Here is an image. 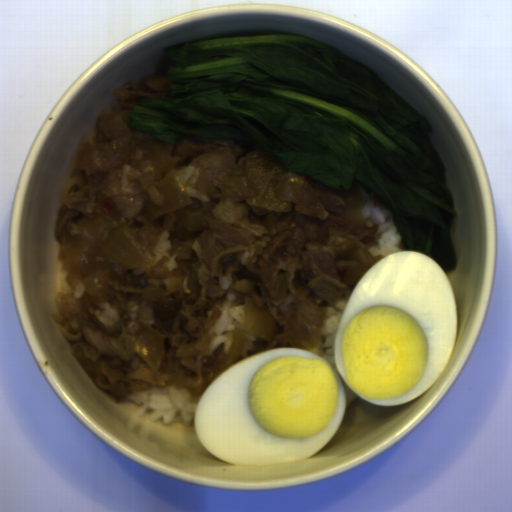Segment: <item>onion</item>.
Masks as SVG:
<instances>
[{"instance_id": "6bf65262", "label": "onion", "mask_w": 512, "mask_h": 512, "mask_svg": "<svg viewBox=\"0 0 512 512\" xmlns=\"http://www.w3.org/2000/svg\"><path fill=\"white\" fill-rule=\"evenodd\" d=\"M93 209V218H79V237L61 246L65 264L83 276L97 262H107L112 278L122 281L125 270L141 268L149 272L157 263L155 254L139 239L133 225L122 221L120 210L104 212L103 203Z\"/></svg>"}, {"instance_id": "06740285", "label": "onion", "mask_w": 512, "mask_h": 512, "mask_svg": "<svg viewBox=\"0 0 512 512\" xmlns=\"http://www.w3.org/2000/svg\"><path fill=\"white\" fill-rule=\"evenodd\" d=\"M100 133H104L109 141H85L79 148L73 161V166L83 170L89 177L97 173H107L104 185L116 181L117 167L130 162L135 148L142 151V157L151 160L155 166L154 178L151 186L162 194L161 204H157L150 197L148 189L139 194L143 199L141 214L150 221L165 216L170 212L186 207L192 203L188 194L175 172L163 176L162 171L177 166L172 158L173 142L166 143L162 139H154L149 134L133 133L117 115L107 122L100 123Z\"/></svg>"}, {"instance_id": "23ac38db", "label": "onion", "mask_w": 512, "mask_h": 512, "mask_svg": "<svg viewBox=\"0 0 512 512\" xmlns=\"http://www.w3.org/2000/svg\"><path fill=\"white\" fill-rule=\"evenodd\" d=\"M326 309L312 303L296 304L285 316L286 334L294 349H306L310 352L323 345L327 339L319 330L326 316Z\"/></svg>"}, {"instance_id": "55239325", "label": "onion", "mask_w": 512, "mask_h": 512, "mask_svg": "<svg viewBox=\"0 0 512 512\" xmlns=\"http://www.w3.org/2000/svg\"><path fill=\"white\" fill-rule=\"evenodd\" d=\"M228 198L268 212H292V203L320 207L307 178L288 172L260 147H251L230 168L214 177Z\"/></svg>"}, {"instance_id": "275d332c", "label": "onion", "mask_w": 512, "mask_h": 512, "mask_svg": "<svg viewBox=\"0 0 512 512\" xmlns=\"http://www.w3.org/2000/svg\"><path fill=\"white\" fill-rule=\"evenodd\" d=\"M129 345L144 358L154 373L160 371L165 350L164 337L145 327Z\"/></svg>"}, {"instance_id": "2ce2d468", "label": "onion", "mask_w": 512, "mask_h": 512, "mask_svg": "<svg viewBox=\"0 0 512 512\" xmlns=\"http://www.w3.org/2000/svg\"><path fill=\"white\" fill-rule=\"evenodd\" d=\"M245 329L253 331L264 342H272L276 320L269 312L266 302L255 305L253 296H244Z\"/></svg>"}, {"instance_id": "25a0d678", "label": "onion", "mask_w": 512, "mask_h": 512, "mask_svg": "<svg viewBox=\"0 0 512 512\" xmlns=\"http://www.w3.org/2000/svg\"><path fill=\"white\" fill-rule=\"evenodd\" d=\"M207 346L208 339L202 337L193 342H187L185 344L180 345L174 350L173 355H175L176 357L185 358L190 356L201 355L203 351L207 350Z\"/></svg>"}]
</instances>
